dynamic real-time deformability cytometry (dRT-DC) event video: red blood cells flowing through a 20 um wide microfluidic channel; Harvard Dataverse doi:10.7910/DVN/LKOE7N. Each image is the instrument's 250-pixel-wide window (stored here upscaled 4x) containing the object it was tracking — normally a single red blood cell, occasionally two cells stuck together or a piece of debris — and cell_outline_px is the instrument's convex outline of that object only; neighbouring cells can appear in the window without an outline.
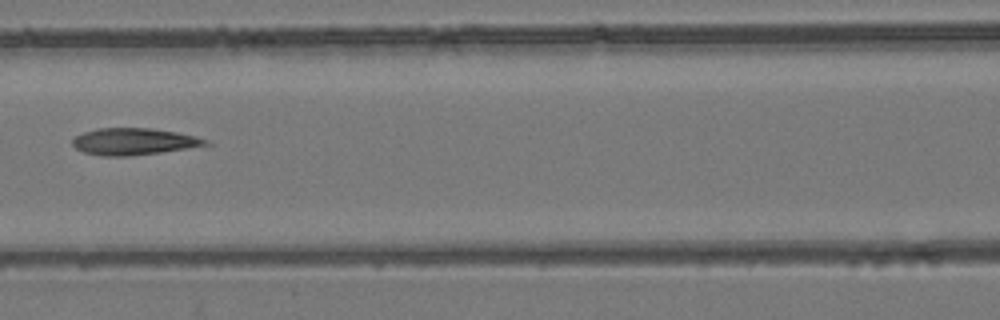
{"species": "common noctule bat (a hibernating species)", "species_latin": "Nyctalus noctula", "temperature_condition": "room temperature", "stored_images_in_passage": 8, "camera_frame_rate_fps": 3000, "um_per_image_px": 0.085, "animal": {"sex": "female", "body_mass_g": 24.6, "forearm_length_mm": 56.2}, "frame": {"image": 1, "passage_image": 7, "time_ms": 7.0, "image_size_px": [1000, 320], "cell_outline_px": [[212, 144], [160, 152], [132, 156], [104, 156], [84, 152], [76, 148], [72, 144], [72, 140], [76, 136], [84, 132], [100, 128], [152, 128], [176, 132], [196, 136]], "centroid_in_image_um": [11.35, 12.03], "position_along_channel_um": 155.3, "area_um2": 20.52}}
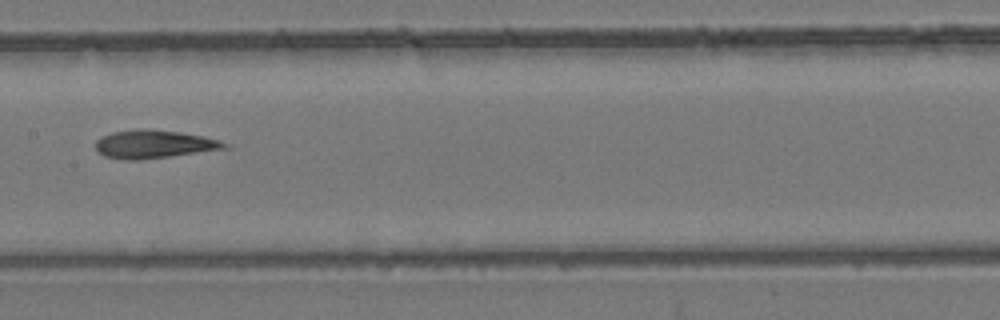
{"frame": {"image": 2, "passage_image": 8, "time_ms": 8.0, "image_size_px": [1000, 320], "cell_outline_px": [[232, 148], [136, 160], [128, 160], [104, 156], [96, 148], [96, 140], [100, 136], [112, 132], [140, 128], [144, 128], [180, 132], [220, 140], [232, 144]], "centroid_in_image_um": [13.12, 12.24], "position_along_channel_um": 194.3, "area_um2": 21.21}}